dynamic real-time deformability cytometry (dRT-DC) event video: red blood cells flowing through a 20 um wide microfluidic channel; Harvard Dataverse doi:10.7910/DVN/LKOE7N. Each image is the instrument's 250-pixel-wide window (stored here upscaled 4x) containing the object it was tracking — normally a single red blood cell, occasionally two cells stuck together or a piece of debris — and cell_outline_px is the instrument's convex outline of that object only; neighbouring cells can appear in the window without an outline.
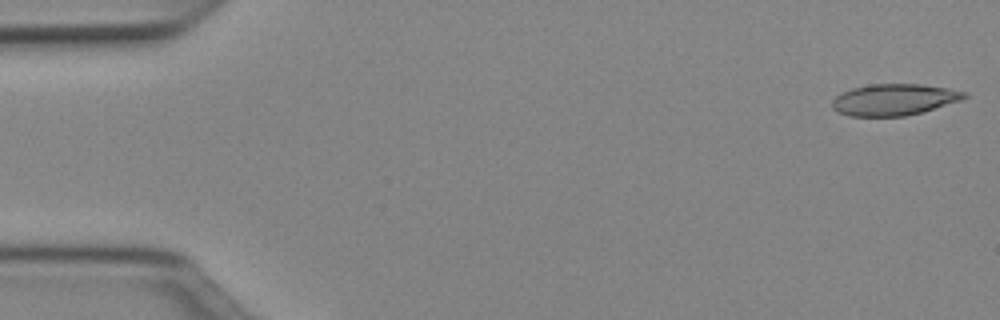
{"species": "Egyptian fruit bat (a non-hibernating species)", "species_latin": "Rousettus aegyptiacus", "temperature_condition": "cold", "stored_images_in_passage": 12, "camera_frame_rate_fps": 3000, "um_per_image_px": 0.085, "animal": {"sex": "female"}, "frame": {"image": 1, "passage_image": 1, "time_ms": 0.0, "image_size_px": [1000, 320], "cell_outline_px": [[968, 96], [960, 100], [920, 112], [904, 116], [848, 116], [832, 108], [832, 100], [836, 96], [852, 88], [872, 84], [920, 84], [948, 88], [968, 92]], "centroid_in_image_um": [75.99, 8.46], "position_along_channel_um": 9.0, "area_um2": 23.93}}